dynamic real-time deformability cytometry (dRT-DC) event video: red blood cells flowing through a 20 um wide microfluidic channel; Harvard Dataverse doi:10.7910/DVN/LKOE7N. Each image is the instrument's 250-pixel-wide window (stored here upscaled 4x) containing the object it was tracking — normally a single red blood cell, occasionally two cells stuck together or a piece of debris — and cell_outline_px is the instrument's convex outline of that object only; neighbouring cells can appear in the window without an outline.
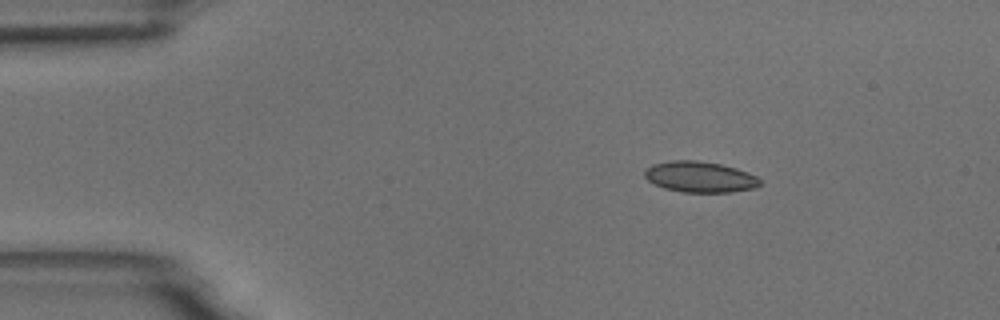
{"species": "common noctule bat (a hibernating species)", "species_latin": "Nyctalus noctula", "temperature_condition": "room temperature", "stored_images_in_passage": 3, "camera_frame_rate_fps": 3000, "um_per_image_px": 0.085, "animal": {"sex": "male", "body_mass_g": 18.8}, "frame": {"image": 1, "passage_image": 1, "time_ms": 0.0, "image_size_px": [1000, 320], "cell_outline_px": [[760, 184], [756, 188], [732, 192], [680, 192], [664, 188], [648, 180], [644, 176], [644, 168], [652, 164], [672, 160], [696, 160], [720, 164], [736, 168], [748, 172], [756, 176], [760, 180]], "centroid_in_image_um": [59.48, 15.03], "position_along_channel_um": 25.5, "area_um2": 20.87}}